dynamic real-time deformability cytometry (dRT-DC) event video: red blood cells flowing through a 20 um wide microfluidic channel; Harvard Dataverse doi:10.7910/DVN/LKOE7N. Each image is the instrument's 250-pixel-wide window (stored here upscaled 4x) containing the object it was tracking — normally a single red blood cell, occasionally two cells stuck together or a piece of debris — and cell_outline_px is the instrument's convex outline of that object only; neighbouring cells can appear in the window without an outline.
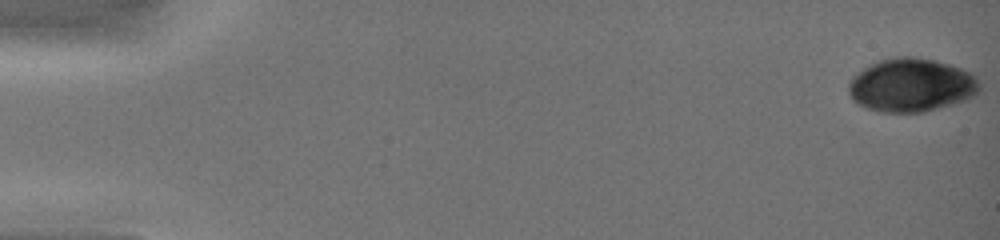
{"species": "common noctule bat (a hibernating species)", "species_latin": "Nyctalus noctula", "temperature_condition": "warm", "stored_images_in_passage": 30, "camera_frame_rate_fps": 3000, "um_per_image_px": 0.085, "animal": {"sex": "female", "body_mass_g": 19.0, "forearm_length_mm": 51.5}, "frame": {"image": 1, "passage_image": 1, "time_ms": 0.0, "image_size_px": [1000, 240], "cell_outline_px": [[980, 92], [964, 100], [952, 104], [924, 112], [880, 112], [868, 108], [852, 100], [848, 92], [848, 84], [852, 76], [868, 64], [880, 60], [896, 56], [916, 56], [936, 60], [960, 68], [976, 76], [980, 84]], "centroid_in_image_um": [77.44, 7.22], "position_along_channel_um": 7.6, "area_um2": 41.04}}